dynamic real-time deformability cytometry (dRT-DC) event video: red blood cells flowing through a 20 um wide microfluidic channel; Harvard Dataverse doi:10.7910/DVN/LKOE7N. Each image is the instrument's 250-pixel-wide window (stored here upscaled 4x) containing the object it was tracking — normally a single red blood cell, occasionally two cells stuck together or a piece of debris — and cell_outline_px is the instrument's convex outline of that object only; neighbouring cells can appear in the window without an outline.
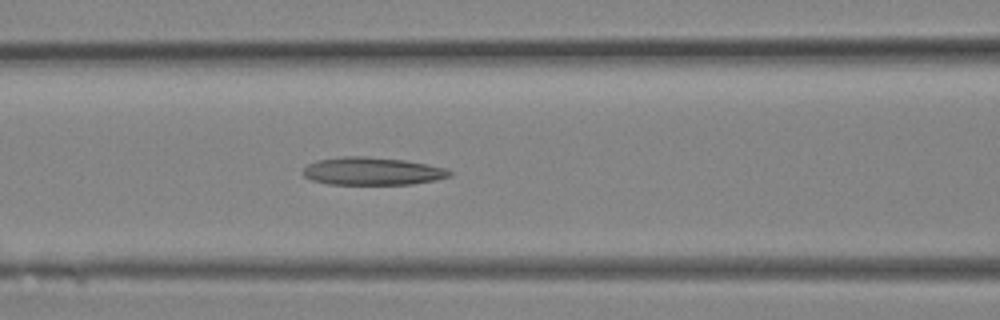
{"species": "Egyptian fruit bat (a non-hibernating species)", "species_latin": "Rousettus aegyptiacus", "temperature_condition": "room temperature", "stored_images_in_passage": 18, "camera_frame_rate_fps": 3000, "um_per_image_px": 0.085, "animal": {"sex": "female"}, "frame": {"image": 1, "passage_image": 11, "time_ms": 3.333, "image_size_px": [1000, 320], "cell_outline_px": [[452, 176], [436, 180], [412, 184], [328, 184], [312, 180], [304, 176], [300, 172], [308, 164], [316, 160], [344, 156], [368, 156], [404, 160], [428, 164], [444, 168], [452, 172]], "centroid_in_image_um": [31.63, 14.55], "position_along_channel_um": 135.0, "area_um2": 23.87}}
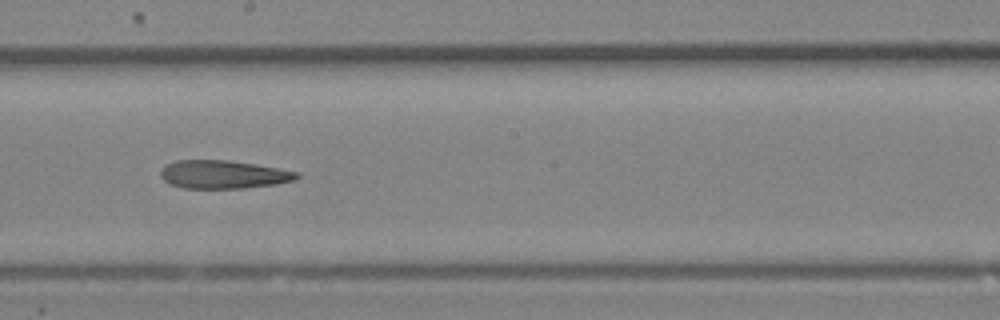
{"frame": {"image": 2, "passage_image": 15, "time_ms": 4.667, "image_size_px": [1000, 320], "cell_outline_px": [[300, 176], [296, 180], [276, 184], [244, 188], [184, 188], [172, 184], [164, 180], [160, 176], [160, 172], [164, 164], [176, 160], [228, 160], [256, 164], [280, 168], [300, 172]], "centroid_in_image_um": [19.01, 14.82], "position_along_channel_um": 229.2, "area_um2": 22.6}}
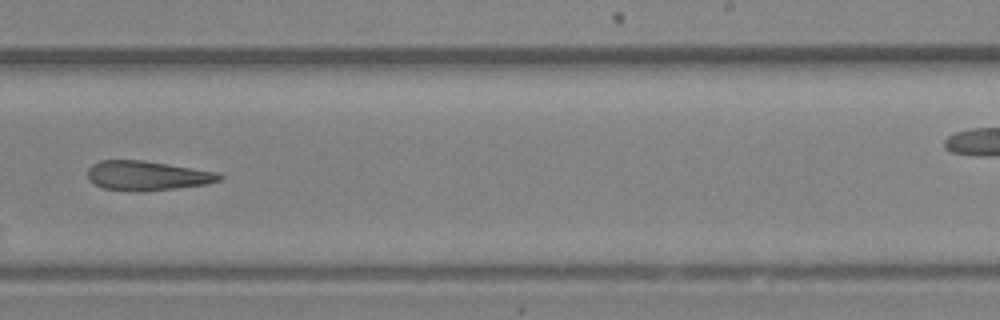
{"frame": {"image": 3, "passage_image": 17, "time_ms": 5.333, "image_size_px": [1000, 320], "cell_outline_px": [[224, 176], [220, 180], [208, 184], [144, 192], [132, 192], [104, 188], [88, 180], [88, 168], [92, 164], [100, 160], [144, 160], [216, 172]], "centroid_in_image_um": [12.49, 14.94], "position_along_channel_um": 276.5, "area_um2": 22.77}}